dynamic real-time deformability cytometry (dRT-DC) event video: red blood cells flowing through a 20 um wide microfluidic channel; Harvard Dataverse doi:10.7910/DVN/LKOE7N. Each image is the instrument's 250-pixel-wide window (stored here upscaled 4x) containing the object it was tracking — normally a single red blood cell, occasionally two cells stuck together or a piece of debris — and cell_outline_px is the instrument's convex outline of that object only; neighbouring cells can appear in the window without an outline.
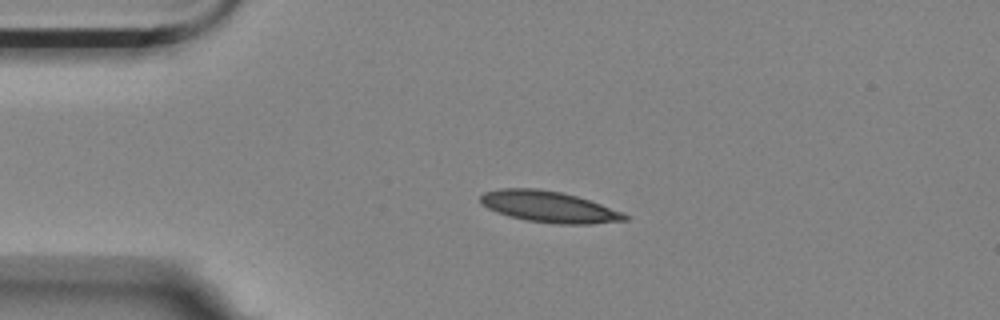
{"species": "Egyptian fruit bat (a non-hibernating species)", "species_latin": "Rousettus aegyptiacus", "temperature_condition": "room temperature", "stored_images_in_passage": 55, "camera_frame_rate_fps": 3000, "um_per_image_px": 0.085, "animal": {"sex": "female"}, "frame": {"image": 1, "passage_image": 11, "time_ms": 3.333, "image_size_px": [1000, 320], "cell_outline_px": [[628, 220], [592, 224], [560, 224], [528, 220], [508, 216], [496, 212], [488, 208], [480, 200], [480, 196], [484, 192], [500, 188], [536, 188], [560, 192], [576, 196], [600, 204], [620, 212], [628, 216]], "centroid_in_image_um": [46.63, 17.57], "position_along_channel_um": 38.4, "area_um2": 25.89}}
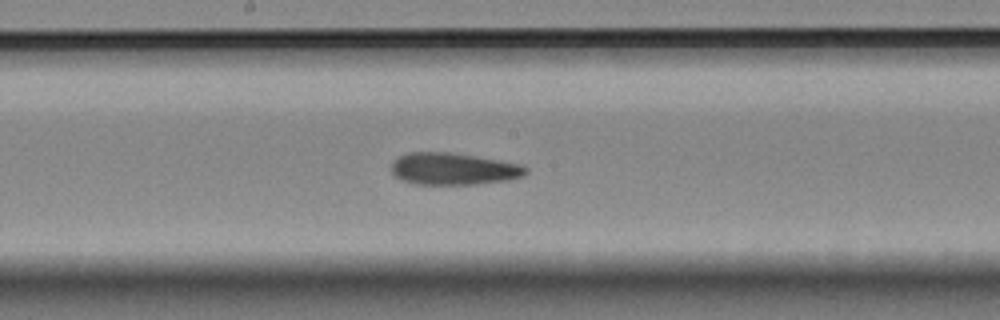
{"frame": {"image": 2, "passage_image": 28, "time_ms": 9.0, "image_size_px": [1000, 320], "cell_outline_px": [[528, 172], [520, 176], [508, 180], [476, 184], [416, 184], [400, 180], [392, 172], [392, 164], [400, 156], [408, 152], [448, 152], [500, 160], [524, 164], [528, 168]], "centroid_in_image_um": [38.57, 14.35], "position_along_channel_um": 209.6, "area_um2": 24.97}}
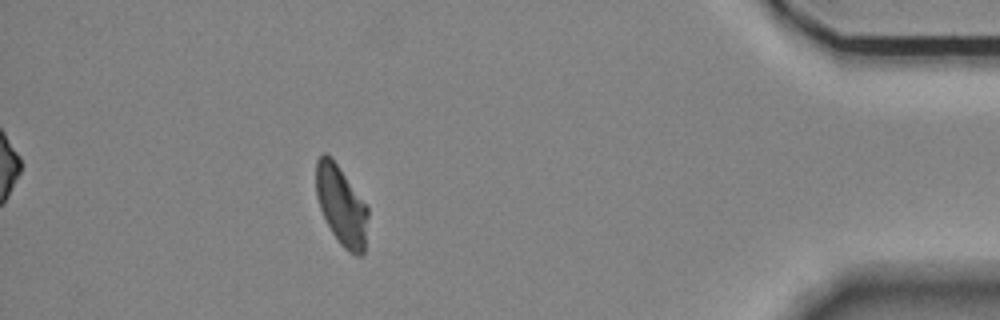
{"frame": {"image": 3, "passage_image": 49, "time_ms": 16.0, "image_size_px": [1000, 320], "cell_outline_px": [[368, 216], [364, 252], [360, 256], [356, 256], [348, 252], [340, 244], [332, 232], [320, 208], [316, 196], [316, 160], [324, 152], [336, 164], [368, 204]], "centroid_in_image_um": [29.03, 17.5], "position_along_channel_um": 406.2, "area_um2": 23.93}, "authors_computed_cell_mechanics": {"area_um2": 25.0852, "velocity_mm_per_s": 3.5051, "shape_relaxation_time_tau1_ms": null, "shape_relaxation_time_tau2_ms": 3.5234, "deformation_change_tau1": null, "deformation_change_tau2": 0.1167}}